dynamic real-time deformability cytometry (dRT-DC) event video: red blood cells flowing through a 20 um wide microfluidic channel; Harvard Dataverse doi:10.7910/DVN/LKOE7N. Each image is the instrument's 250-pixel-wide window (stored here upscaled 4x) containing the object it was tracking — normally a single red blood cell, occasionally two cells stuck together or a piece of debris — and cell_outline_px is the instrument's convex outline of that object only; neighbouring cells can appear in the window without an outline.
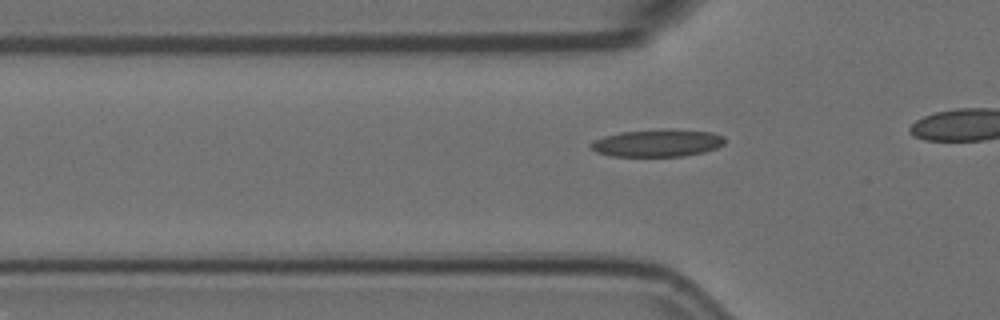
{"species": "Egyptian fruit bat (a non-hibernating species)", "species_latin": "Rousettus aegyptiacus", "temperature_condition": "room temperature", "stored_images_in_passage": 20, "camera_frame_rate_fps": 3000, "um_per_image_px": 0.085, "animal": {"sex": "female"}, "frame": {"image": 1, "passage_image": 14, "time_ms": 4.333, "image_size_px": [1000, 320], "cell_outline_px": [[724, 144], [716, 148], [704, 152], [684, 156], [612, 156], [596, 152], [588, 148], [588, 144], [592, 140], [604, 136], [620, 132], [664, 128], [672, 128], [712, 132], [724, 136]], "centroid_in_image_um": [55.85, 12.14], "position_along_channel_um": 70.0, "area_um2": 21.85}}
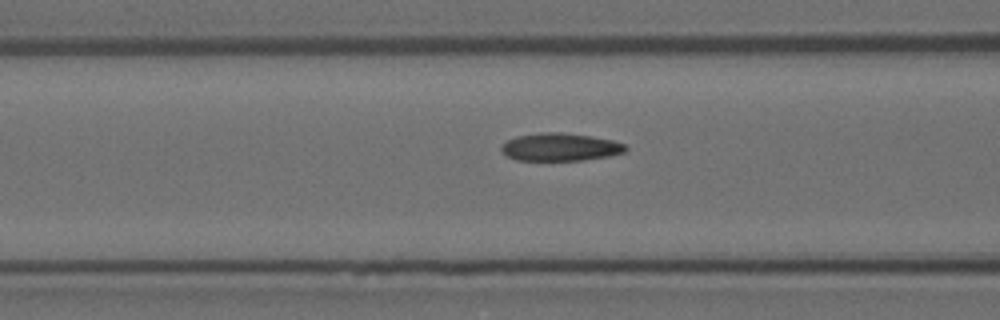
{"frame": {"image": 2, "passage_image": 18, "time_ms": 5.667, "image_size_px": [1000, 320], "cell_outline_px": [[628, 148], [624, 152], [608, 156], [584, 160], [516, 160], [508, 156], [500, 148], [508, 140], [516, 136], [540, 132], [560, 132], [588, 136], [612, 140], [624, 144]], "centroid_in_image_um": [47.62, 12.5], "position_along_channel_um": 119.0, "area_um2": 19.88}}